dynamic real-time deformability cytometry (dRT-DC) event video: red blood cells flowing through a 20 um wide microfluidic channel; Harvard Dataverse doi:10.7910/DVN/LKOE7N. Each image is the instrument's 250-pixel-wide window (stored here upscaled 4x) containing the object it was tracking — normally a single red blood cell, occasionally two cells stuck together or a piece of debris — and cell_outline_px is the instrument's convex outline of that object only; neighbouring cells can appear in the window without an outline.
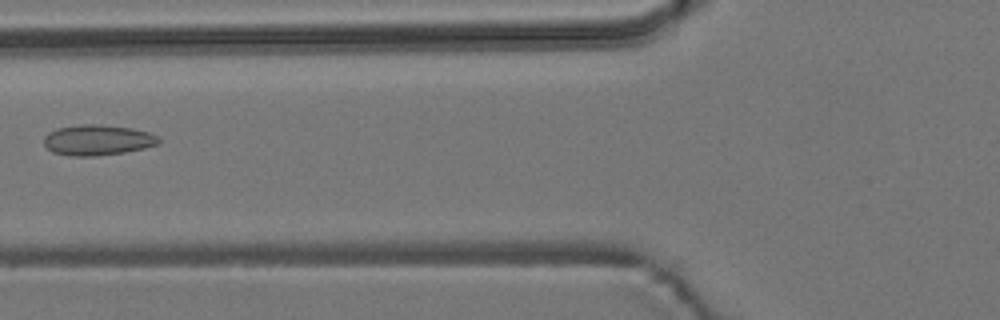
{"species": "common noctule bat (a hibernating species)", "species_latin": "Nyctalus noctula", "temperature_condition": "room temperature", "stored_images_in_passage": 8, "camera_frame_rate_fps": 3000, "um_per_image_px": 0.085, "animal": {"sex": "male", "body_mass_g": 19.2, "forearm_length_mm": 51.8}, "frame": {"image": 1, "passage_image": 7, "time_ms": 2.0, "image_size_px": [1000, 320], "cell_outline_px": [[160, 144], [144, 148], [124, 152], [96, 156], [72, 156], [52, 152], [44, 144], [44, 136], [48, 132], [56, 128], [80, 124], [100, 124], [132, 128], [148, 132], [156, 136], [160, 140]], "centroid_in_image_um": [8.28, 11.9], "position_along_channel_um": 117.5, "area_um2": 20.52}}
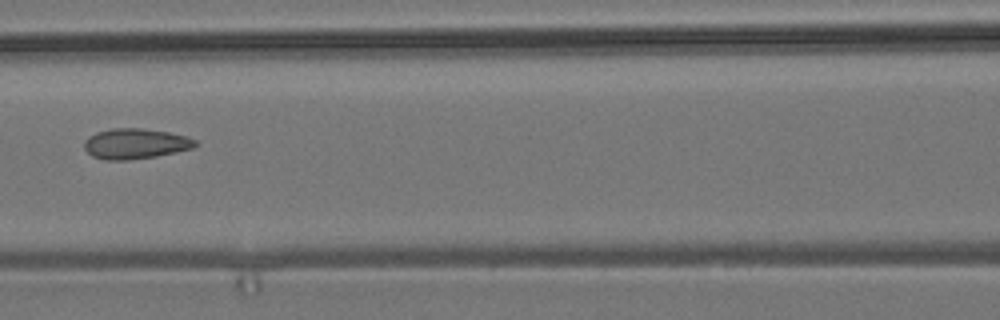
{"frame": {"image": 2, "passage_image": 8, "time_ms": 2.333, "image_size_px": [1000, 320], "cell_outline_px": [[200, 144], [192, 148], [176, 152], [156, 156], [128, 160], [104, 160], [92, 156], [84, 148], [84, 140], [96, 132], [112, 128], [140, 128], [168, 132], [184, 136], [196, 140]], "centroid_in_image_um": [11.5, 12.22], "position_along_channel_um": 155.1, "area_um2": 19.65}}